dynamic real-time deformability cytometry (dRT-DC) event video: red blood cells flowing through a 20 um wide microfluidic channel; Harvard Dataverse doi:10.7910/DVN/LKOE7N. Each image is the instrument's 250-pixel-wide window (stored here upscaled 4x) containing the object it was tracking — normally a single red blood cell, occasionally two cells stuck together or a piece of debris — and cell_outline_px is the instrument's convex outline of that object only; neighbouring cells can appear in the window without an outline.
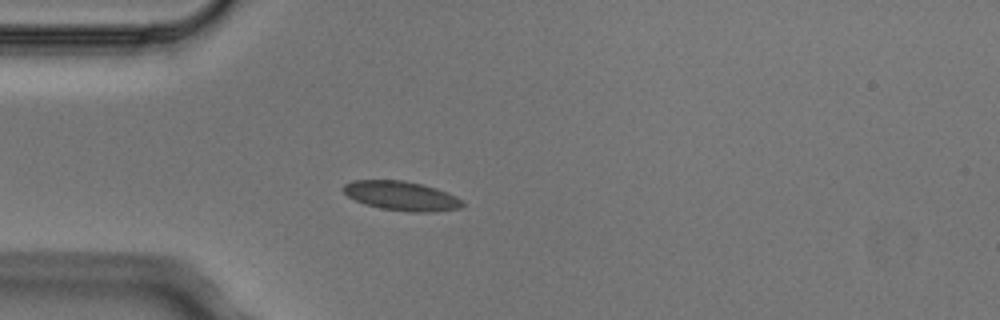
{"species": "Egyptian fruit bat (a non-hibernating species)", "species_latin": "Rousettus aegyptiacus", "temperature_condition": "cold", "stored_images_in_passage": 1, "camera_frame_rate_fps": 3000, "um_per_image_px": 0.085, "animal": {"sex": "male"}, "frame": {"image": 1, "passage_image": 1, "time_ms": 0.0, "image_size_px": [1000, 320], "cell_outline_px": [[464, 204], [460, 208], [436, 212], [408, 212], [380, 208], [364, 204], [348, 196], [340, 188], [344, 184], [352, 180], [404, 180], [424, 184], [436, 188], [456, 196]], "centroid_in_image_um": [34.1, 16.64], "position_along_channel_um": 50.9, "area_um2": 20.52}}